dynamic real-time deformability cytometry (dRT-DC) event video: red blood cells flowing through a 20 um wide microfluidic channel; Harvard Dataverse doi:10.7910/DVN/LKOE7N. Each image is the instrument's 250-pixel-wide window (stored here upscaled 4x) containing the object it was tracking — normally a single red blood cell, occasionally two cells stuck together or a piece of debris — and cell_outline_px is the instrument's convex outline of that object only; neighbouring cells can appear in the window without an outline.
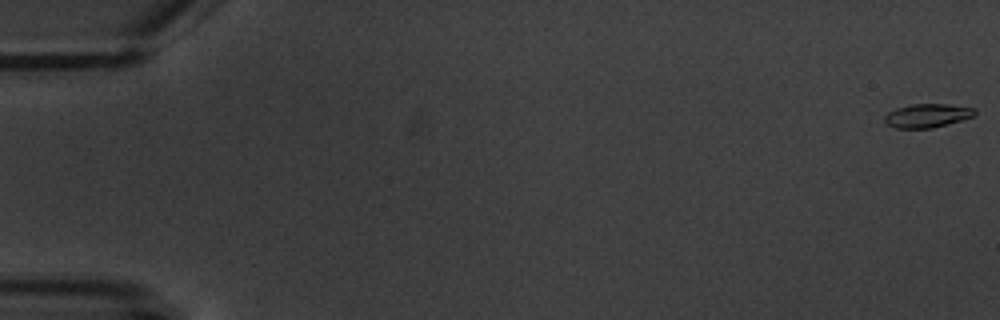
{"species": "common noctule bat (a hibernating species)", "species_latin": "Nyctalus noctula", "temperature_condition": "warm", "stored_images_in_passage": 9, "camera_frame_rate_fps": 3000, "um_per_image_px": 0.085, "animal": {"sex": "male", "body_mass_g": 20.1, "forearm_length_mm": 53.5}, "frame": {"image": 1, "passage_image": 1, "time_ms": 0.0, "image_size_px": [1000, 320], "cell_outline_px": [[976, 112], [972, 116], [960, 120], [932, 128], [896, 128], [888, 124], [884, 120], [884, 116], [888, 112], [896, 108], [912, 104], [948, 104], [976, 108]], "centroid_in_image_um": [78.8, 9.82], "position_along_channel_um": 6.2, "area_um2": 12.31}}
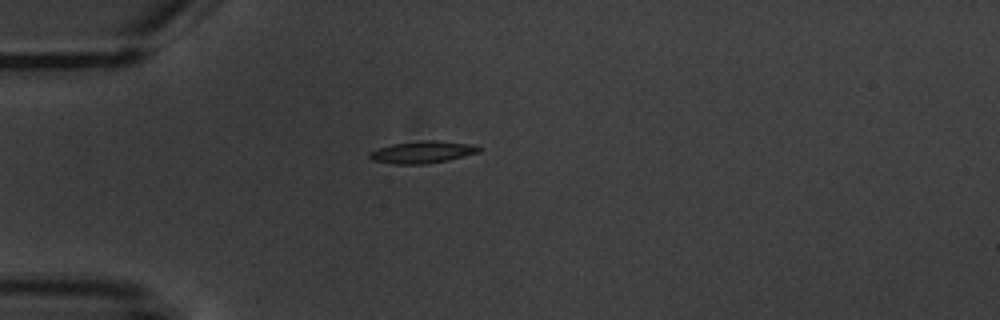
{"frame": {"image": 2, "passage_image": 3, "time_ms": 5.333, "image_size_px": [1000, 320], "cell_outline_px": [[480, 152], [448, 160], [428, 164], [396, 164], [372, 160], [368, 156], [372, 152], [380, 148], [392, 144], [420, 140], [436, 140], [472, 144], [480, 148]], "centroid_in_image_um": [35.94, 12.93], "position_along_channel_um": 49.1, "area_um2": 13.99}}